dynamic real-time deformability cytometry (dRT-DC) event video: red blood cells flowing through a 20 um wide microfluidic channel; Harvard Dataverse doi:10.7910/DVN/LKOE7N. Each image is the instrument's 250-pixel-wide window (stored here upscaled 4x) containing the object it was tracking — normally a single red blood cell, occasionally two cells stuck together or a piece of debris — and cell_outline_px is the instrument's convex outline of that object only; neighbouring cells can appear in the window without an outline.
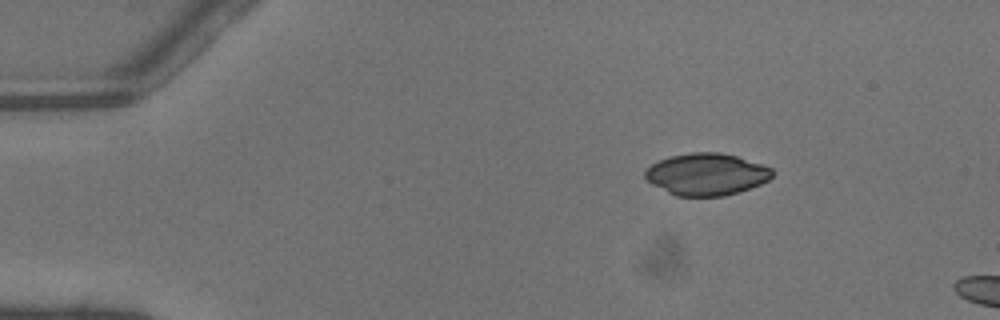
{"species": "common noctule bat (a hibernating species)", "species_latin": "Nyctalus noctula", "temperature_condition": "warm", "stored_images_in_passage": 5, "camera_frame_rate_fps": 3000, "um_per_image_px": 0.085, "animal": {"sex": "male", "body_mass_g": 13.3}, "frame": {"image": 1, "passage_image": 1, "time_ms": 0.0, "image_size_px": [1000, 320], "cell_outline_px": [[772, 176], [768, 180], [760, 184], [740, 192], [724, 196], [676, 196], [644, 180], [644, 172], [652, 164], [668, 156], [692, 152], [720, 152], [736, 156], [772, 168]], "centroid_in_image_um": [60.02, 14.81], "position_along_channel_um": 25.0, "area_um2": 31.1}}